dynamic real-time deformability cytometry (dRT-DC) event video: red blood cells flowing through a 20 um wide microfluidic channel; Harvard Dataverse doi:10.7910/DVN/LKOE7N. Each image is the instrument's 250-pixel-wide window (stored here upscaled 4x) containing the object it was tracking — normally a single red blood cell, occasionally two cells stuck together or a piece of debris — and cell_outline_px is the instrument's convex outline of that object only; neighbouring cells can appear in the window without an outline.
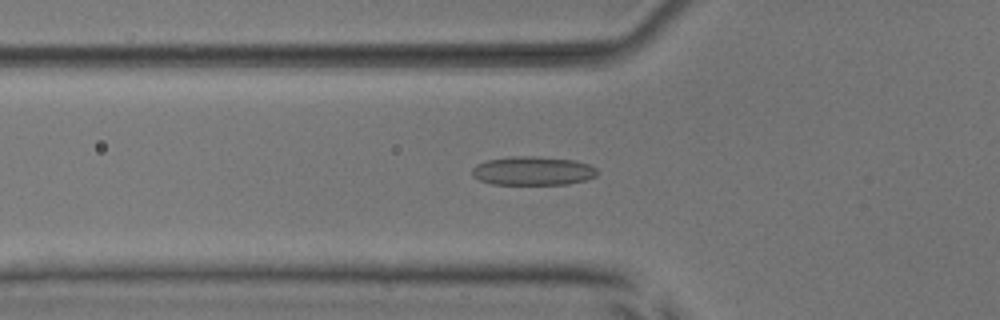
{"species": "common noctule bat (a hibernating species)", "species_latin": "Nyctalus noctula", "temperature_condition": "room temperature", "stored_images_in_passage": 37, "camera_frame_rate_fps": 3000, "um_per_image_px": 0.085, "animal": {"sex": "male", "body_mass_g": 17.9, "forearm_length_mm": 54.2}, "frame": {"image": 1, "passage_image": 2, "time_ms": 0.333, "image_size_px": [1000, 320], "cell_outline_px": [[600, 172], [596, 176], [584, 180], [568, 184], [492, 184], [480, 180], [472, 176], [472, 168], [476, 164], [488, 160], [512, 156], [532, 156], [572, 160], [588, 164], [596, 168]], "centroid_in_image_um": [45.28, 14.52], "position_along_channel_um": 80.5, "area_um2": 20.92}}
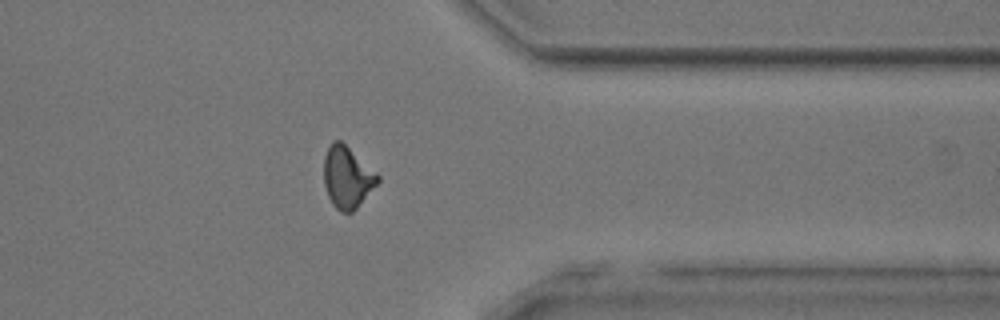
{"frame": {"image": 2, "passage_image": 26, "time_ms": 8.333, "image_size_px": [1000, 320], "cell_outline_px": [[380, 180], [356, 208], [352, 212], [340, 212], [332, 204], [328, 196], [324, 184], [324, 156], [332, 140], [340, 140], [376, 172], [380, 176]], "centroid_in_image_um": [29.5, 15.07], "position_along_channel_um": 381.9, "area_um2": 19.13}}
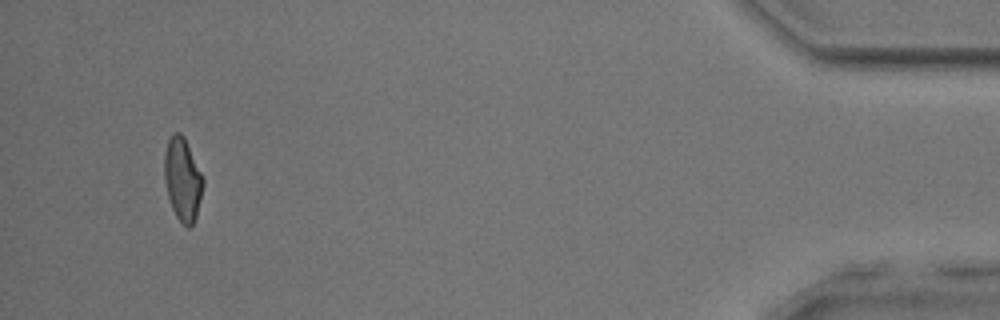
{"frame": {"image": 3, "passage_image": 34, "time_ms": 11.0, "image_size_px": [1000, 320], "cell_outline_px": [[204, 184], [196, 216], [192, 224], [188, 228], [176, 216], [172, 208], [168, 196], [164, 180], [164, 152], [168, 140], [172, 132], [180, 132], [184, 136], [204, 180]], "centroid_in_image_um": [15.5, 15.21], "position_along_channel_um": 419.7, "area_um2": 18.61}, "authors_computed_cell_mechanics": {"area_um2": 19.1318, "velocity_mm_per_s": 3.8678, "shape_relaxation_time_tau1_ms": 4.9982, "shape_relaxation_time_tau2_ms": 1.784, "deformation_change_tau1": 0.1444, "deformation_change_tau2": 0.088}}